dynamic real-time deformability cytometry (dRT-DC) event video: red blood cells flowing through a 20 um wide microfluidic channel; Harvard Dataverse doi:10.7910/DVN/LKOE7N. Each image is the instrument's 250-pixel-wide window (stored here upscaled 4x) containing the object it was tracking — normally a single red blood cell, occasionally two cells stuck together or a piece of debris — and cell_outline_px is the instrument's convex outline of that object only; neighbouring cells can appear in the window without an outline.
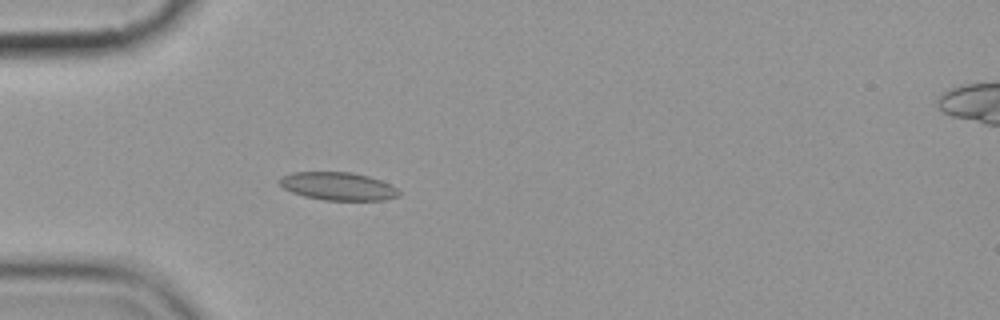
{"species": "common noctule bat (a hibernating species)", "species_latin": "Nyctalus noctula", "temperature_condition": "cold", "stored_images_in_passage": 6, "camera_frame_rate_fps": 3000, "um_per_image_px": 0.085, "animal": {"sex": "female", "body_mass_g": 19.9}, "frame": {"image": 1, "passage_image": 6, "time_ms": 5.667, "image_size_px": [1000, 320], "cell_outline_px": [[400, 196], [384, 200], [324, 200], [304, 196], [292, 192], [284, 188], [280, 184], [280, 180], [284, 176], [292, 172], [352, 172], [368, 176], [380, 180], [396, 188], [400, 192]], "centroid_in_image_um": [28.75, 15.83], "position_along_channel_um": 56.2, "area_um2": 19.31}}